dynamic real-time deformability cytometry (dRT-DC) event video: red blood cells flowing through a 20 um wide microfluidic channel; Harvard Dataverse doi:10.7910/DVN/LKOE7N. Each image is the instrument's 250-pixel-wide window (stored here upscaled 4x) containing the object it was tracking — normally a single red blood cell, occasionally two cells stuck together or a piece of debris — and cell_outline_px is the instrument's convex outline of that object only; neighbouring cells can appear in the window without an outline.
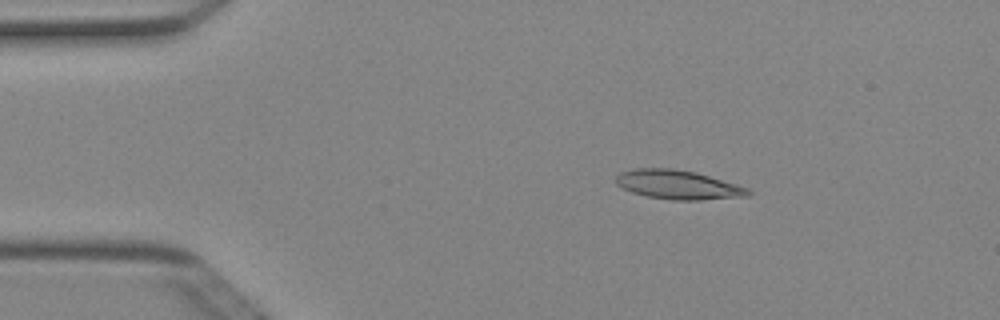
{"species": "Egyptian fruit bat (a non-hibernating species)", "species_latin": "Rousettus aegyptiacus", "temperature_condition": "cold", "stored_images_in_passage": 43, "camera_frame_rate_fps": 3000, "um_per_image_px": 0.085, "animal": {"sex": "female"}, "frame": {"image": 1, "passage_image": 1, "time_ms": 0.0, "image_size_px": [1000, 320], "cell_outline_px": [[752, 192], [748, 196], [700, 200], [672, 200], [648, 196], [632, 192], [616, 184], [616, 176], [620, 172], [636, 168], [672, 168], [696, 172], [736, 184], [748, 188]], "centroid_in_image_um": [57.63, 15.7], "position_along_channel_um": 27.4, "area_um2": 22.31}}
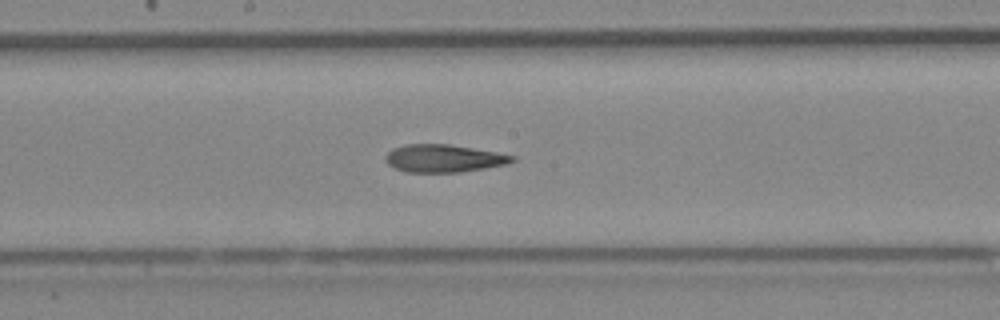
{"frame": {"image": 2, "passage_image": 19, "time_ms": 6.0, "image_size_px": [1000, 320], "cell_outline_px": [[516, 160], [504, 164], [484, 168], [460, 172], [408, 172], [396, 168], [388, 164], [384, 160], [384, 156], [392, 148], [404, 144], [448, 144], [496, 152], [516, 156]], "centroid_in_image_um": [37.67, 13.45], "position_along_channel_um": 210.5, "area_um2": 20.35}}
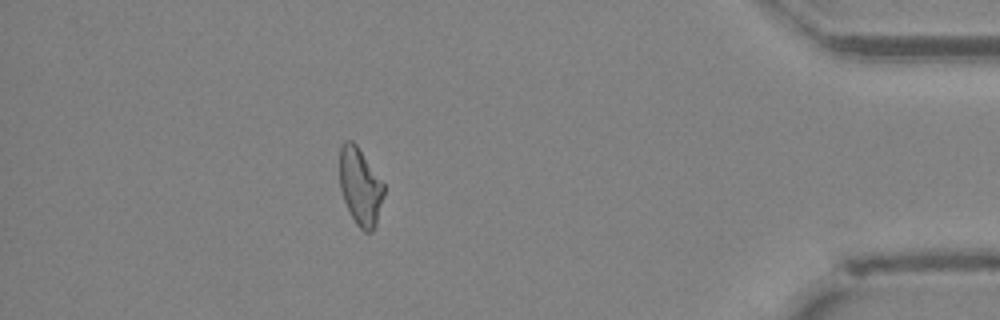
{"frame": {"image": 3, "passage_image": 37, "time_ms": 12.0, "image_size_px": [1000, 320], "cell_outline_px": [[384, 196], [376, 224], [372, 232], [364, 232], [356, 224], [344, 200], [340, 188], [340, 148], [344, 140], [352, 140], [356, 144], [384, 184]], "centroid_in_image_um": [30.62, 15.86], "position_along_channel_um": 404.6, "area_um2": 19.77}, "authors_computed_cell_mechanics": {"area_um2": 21.0392, "velocity_mm_per_s": 4.0039, "shape_relaxation_time_tau1_ms": null, "shape_relaxation_time_tau2_ms": 5.7238, "deformation_change_tau1": null, "deformation_change_tau2": 0.1781}}